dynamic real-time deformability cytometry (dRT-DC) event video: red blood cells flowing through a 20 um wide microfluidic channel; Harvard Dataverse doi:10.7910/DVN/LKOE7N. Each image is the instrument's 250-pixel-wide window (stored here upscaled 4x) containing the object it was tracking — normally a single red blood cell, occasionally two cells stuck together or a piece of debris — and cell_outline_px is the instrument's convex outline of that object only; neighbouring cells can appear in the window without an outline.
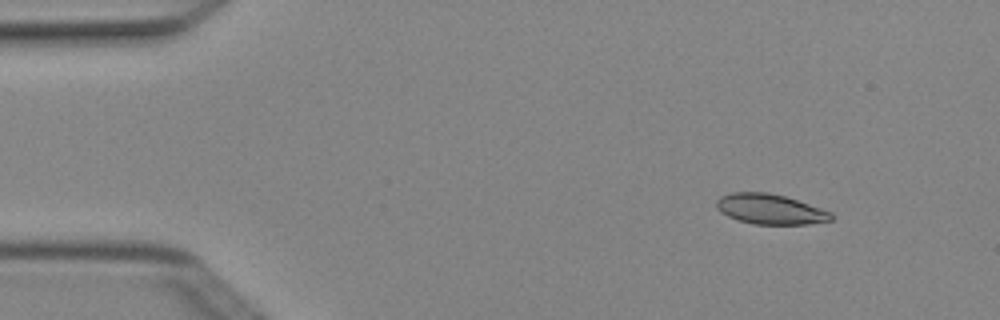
{"species": "Egyptian fruit bat (a non-hibernating species)", "species_latin": "Rousettus aegyptiacus", "temperature_condition": "cold", "stored_images_in_passage": 4, "camera_frame_rate_fps": 3000, "um_per_image_px": 0.085, "animal": {"sex": "female"}, "frame": {"image": 1, "passage_image": 1, "time_ms": 0.0, "image_size_px": [1000, 320], "cell_outline_px": [[832, 220], [808, 224], [752, 224], [736, 220], [720, 212], [716, 208], [716, 200], [720, 196], [732, 192], [768, 192], [784, 196], [832, 212]], "centroid_in_image_um": [65.41, 17.78], "position_along_channel_um": 19.6, "area_um2": 20.17}}